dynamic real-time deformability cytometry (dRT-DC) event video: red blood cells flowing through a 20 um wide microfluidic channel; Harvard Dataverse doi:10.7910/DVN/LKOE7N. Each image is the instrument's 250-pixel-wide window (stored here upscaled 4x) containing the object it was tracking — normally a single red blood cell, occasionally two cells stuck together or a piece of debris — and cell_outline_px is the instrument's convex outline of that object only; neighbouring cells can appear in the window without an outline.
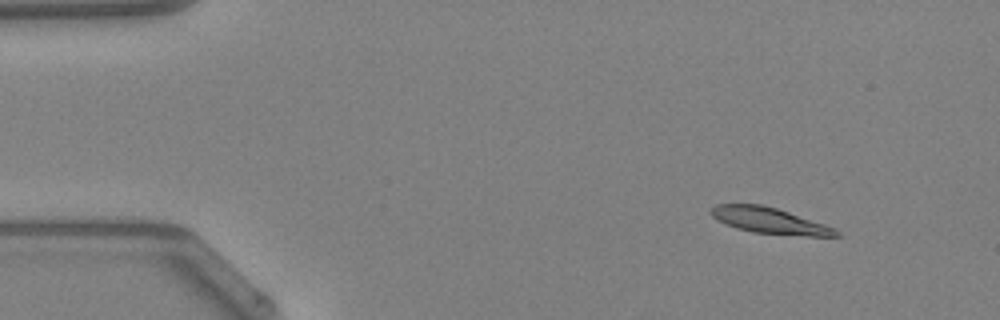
{"species": "Egyptian fruit bat (a non-hibernating species)", "species_latin": "Rousettus aegyptiacus", "temperature_condition": "warm", "stored_images_in_passage": 48, "camera_frame_rate_fps": 3000, "um_per_image_px": 0.085, "animal": {"sex": "female"}, "frame": {"image": 1, "passage_image": 5, "time_ms": 1.333, "image_size_px": [1000, 320], "cell_outline_px": [[840, 236], [808, 236], [752, 232], [736, 228], [712, 216], [708, 212], [716, 204], [760, 204], [776, 208], [836, 228], [840, 232]], "centroid_in_image_um": [65.43, 18.75], "position_along_channel_um": 19.6, "area_um2": 18.67}}
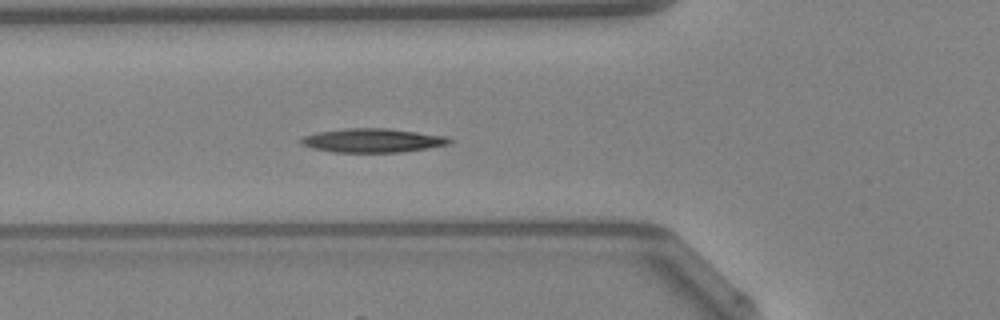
{"frame": {"image": 2, "passage_image": 17, "time_ms": 5.333, "image_size_px": [1000, 320], "cell_outline_px": [[452, 140], [448, 144], [428, 148], [400, 152], [332, 152], [312, 148], [300, 144], [296, 140], [304, 136], [316, 132], [344, 128], [384, 128], [448, 136]], "centroid_in_image_um": [31.6, 11.93], "position_along_channel_um": 94.2, "area_um2": 20.75}}
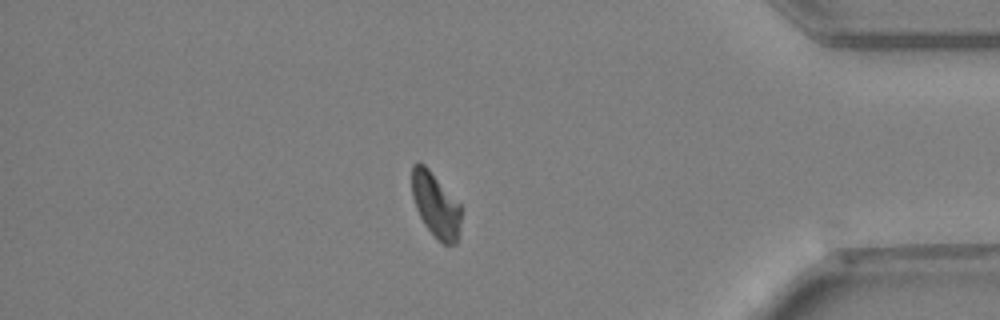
{"frame": {"image": 3, "passage_image": 41, "time_ms": 13.333, "image_size_px": [1000, 320], "cell_outline_px": [[460, 220], [456, 244], [444, 244], [424, 224], [416, 208], [412, 196], [412, 164], [424, 164], [428, 168], [460, 204]], "centroid_in_image_um": [37.02, 17.4], "position_along_channel_um": 398.2, "area_um2": 17.98}}